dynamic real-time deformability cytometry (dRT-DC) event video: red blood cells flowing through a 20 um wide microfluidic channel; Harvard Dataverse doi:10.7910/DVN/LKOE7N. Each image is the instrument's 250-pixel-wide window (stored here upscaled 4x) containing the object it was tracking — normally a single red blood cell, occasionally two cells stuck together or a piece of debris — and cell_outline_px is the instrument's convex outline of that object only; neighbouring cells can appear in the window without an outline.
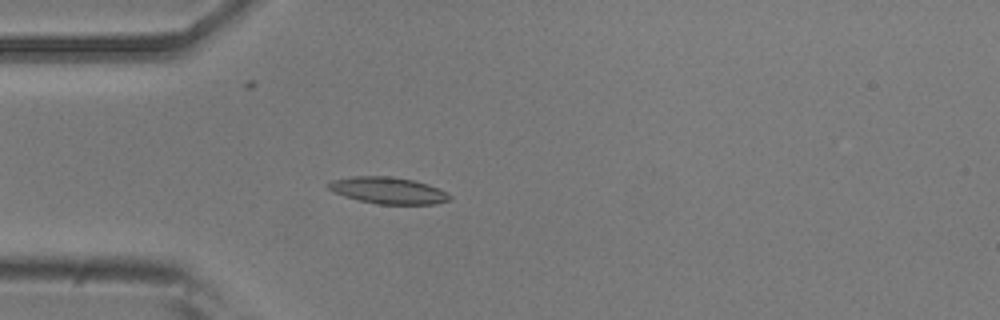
{"species": "common noctule bat (a hibernating species)", "species_latin": "Nyctalus noctula", "temperature_condition": "room temperature", "stored_images_in_passage": 53, "camera_frame_rate_fps": 3000, "um_per_image_px": 0.085, "animal": {"sex": "male", "body_mass_g": 20.5, "forearm_length_mm": 52.5}, "frame": {"image": 1, "passage_image": 15, "time_ms": 4.667, "image_size_px": [1000, 320], "cell_outline_px": [[452, 200], [436, 204], [376, 204], [344, 196], [328, 188], [328, 184], [332, 180], [352, 176], [388, 176], [412, 180], [428, 184], [440, 188], [452, 196]], "centroid_in_image_um": [33.05, 16.19], "position_along_channel_um": 52.0, "area_um2": 18.79}}
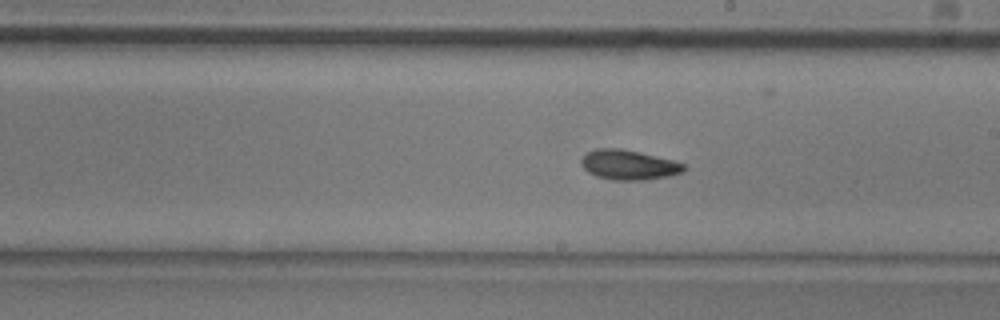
{"frame": {"image": 2, "passage_image": 30, "time_ms": 9.667, "image_size_px": [1000, 320], "cell_outline_px": [[688, 168], [684, 172], [668, 176], [648, 180], [612, 180], [596, 176], [588, 172], [580, 164], [580, 160], [588, 152], [596, 148], [620, 148], [672, 160], [684, 164]], "centroid_in_image_um": [53.44, 14.02], "position_along_channel_um": 235.6, "area_um2": 17.86}}
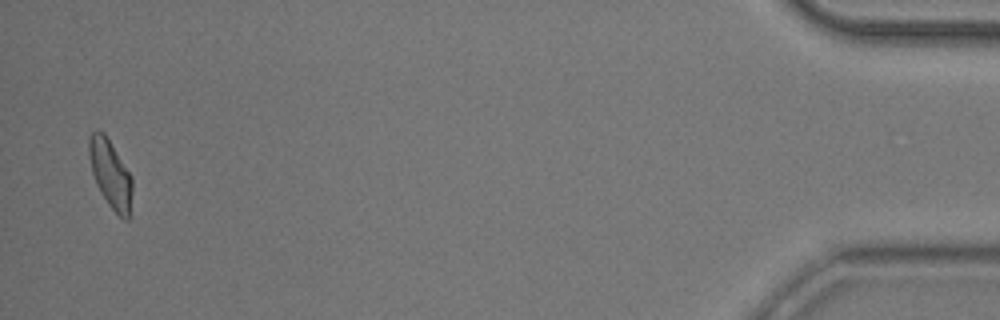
{"frame": {"image": 3, "passage_image": 52, "time_ms": 17.0, "image_size_px": [1000, 320], "cell_outline_px": [[132, 192], [128, 220], [124, 220], [108, 204], [100, 192], [96, 184], [92, 172], [88, 156], [88, 140], [92, 132], [96, 128], [104, 132], [132, 176]], "centroid_in_image_um": [9.37, 14.75], "position_along_channel_um": 425.8, "area_um2": 17.22}, "authors_computed_cell_mechanics": {"area_um2": 17.2822, "velocity_mm_per_s": 3.8044, "shape_relaxation_time_tau1_ms": 5.9538, "shape_relaxation_time_tau2_ms": 2.921, "deformation_change_tau1": 0.1521, "deformation_change_tau2": 0.0857}}